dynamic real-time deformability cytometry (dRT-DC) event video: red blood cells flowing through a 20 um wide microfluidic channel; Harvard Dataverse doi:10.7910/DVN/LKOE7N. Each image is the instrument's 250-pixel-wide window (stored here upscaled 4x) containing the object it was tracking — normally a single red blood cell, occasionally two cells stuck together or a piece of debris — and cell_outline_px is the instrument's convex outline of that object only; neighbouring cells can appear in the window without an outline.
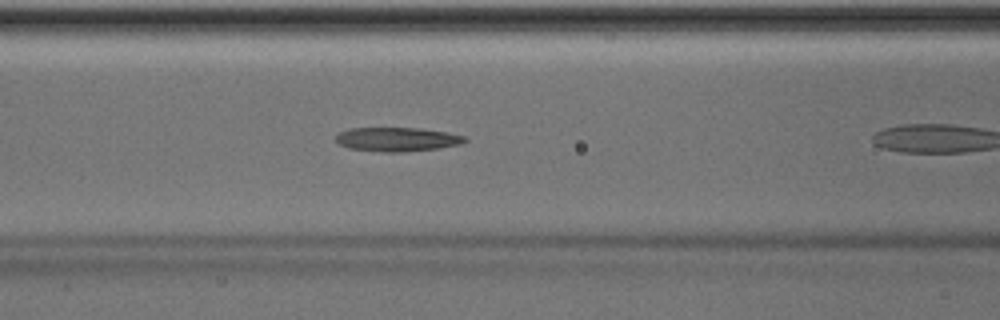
{"species": "Egyptian fruit bat (a non-hibernating species)", "species_latin": "Rousettus aegyptiacus", "temperature_condition": "room temperature", "stored_images_in_passage": 27, "camera_frame_rate_fps": 3000, "um_per_image_px": 0.085, "animal": {"sex": "male"}, "frame": {"image": 1, "passage_image": 8, "time_ms": 2.333, "image_size_px": [1000, 320], "cell_outline_px": [[468, 140], [460, 144], [436, 148], [404, 152], [380, 152], [348, 148], [336, 144], [336, 136], [340, 132], [348, 128], [420, 128], [448, 132], [464, 136]], "centroid_in_image_um": [33.71, 11.84], "position_along_channel_um": 132.9, "area_um2": 18.15}}
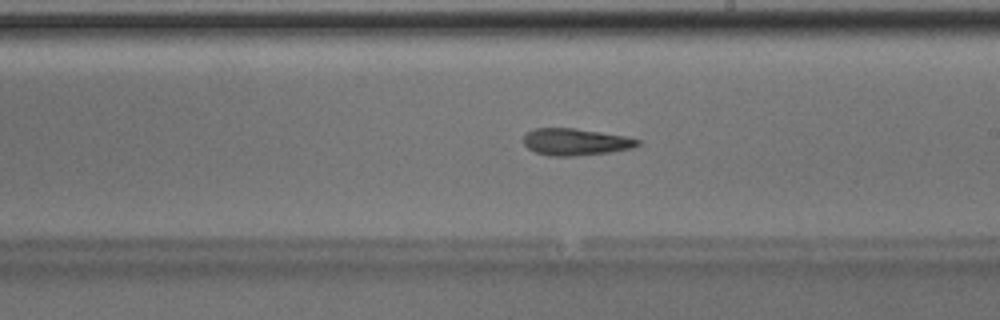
{"frame": {"image": 2, "passage_image": 16, "time_ms": 5.0, "image_size_px": [1000, 320], "cell_outline_px": [[640, 144], [632, 148], [608, 152], [576, 156], [548, 156], [536, 152], [528, 148], [524, 144], [524, 136], [528, 132], [536, 128], [576, 128], [624, 136], [640, 140]], "centroid_in_image_um": [48.91, 12.06], "position_along_channel_um": 240.1, "area_um2": 17.74}}